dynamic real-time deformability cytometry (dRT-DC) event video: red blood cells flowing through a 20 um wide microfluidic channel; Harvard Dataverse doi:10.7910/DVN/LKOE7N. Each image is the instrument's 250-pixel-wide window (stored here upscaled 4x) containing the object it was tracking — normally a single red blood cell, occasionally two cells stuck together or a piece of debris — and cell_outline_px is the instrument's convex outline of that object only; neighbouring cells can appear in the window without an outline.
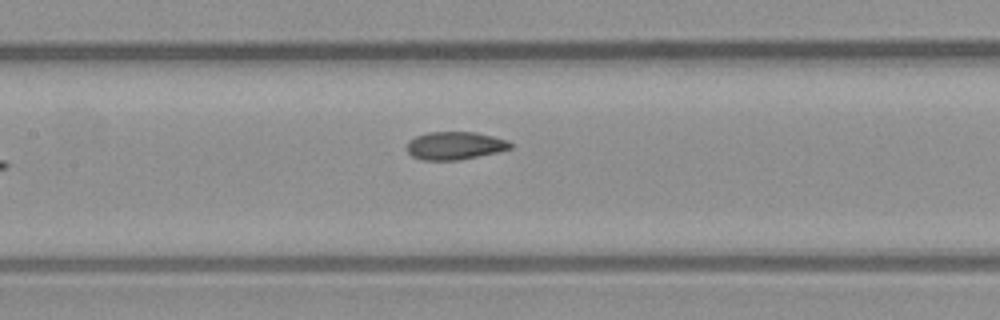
{"species": "common noctule bat (a hibernating species)", "species_latin": "Nyctalus noctula", "temperature_condition": "warm", "stored_images_in_passage": 7, "camera_frame_rate_fps": 3000, "um_per_image_px": 0.085, "animal": {"sex": "male", "body_mass_g": 23.1, "forearm_length_mm": 52.7}, "frame": {"image": 1, "passage_image": 7, "time_ms": 8.333, "image_size_px": [1000, 320], "cell_outline_px": [[512, 148], [496, 152], [460, 160], [424, 160], [412, 156], [408, 152], [408, 140], [416, 136], [428, 132], [476, 132], [508, 140], [512, 144]], "centroid_in_image_um": [38.67, 12.37], "position_along_channel_um": 168.7, "area_um2": 16.76}}